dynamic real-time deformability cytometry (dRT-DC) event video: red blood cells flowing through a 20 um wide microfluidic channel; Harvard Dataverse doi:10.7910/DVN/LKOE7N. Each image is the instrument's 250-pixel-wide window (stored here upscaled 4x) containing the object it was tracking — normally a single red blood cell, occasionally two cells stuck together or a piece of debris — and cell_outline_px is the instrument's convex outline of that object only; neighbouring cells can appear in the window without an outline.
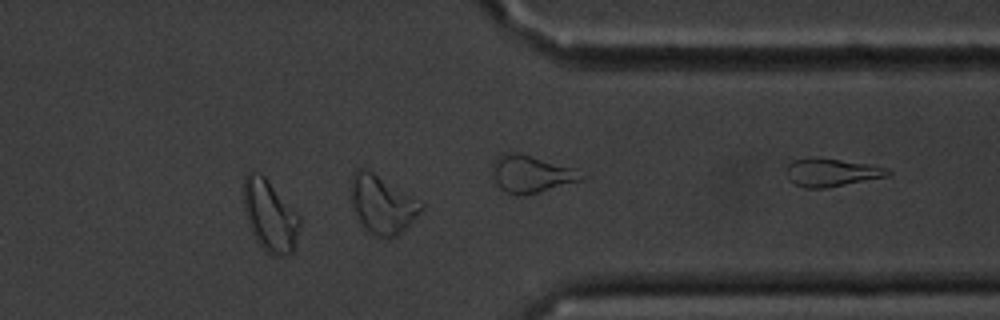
{"species": "common noctule bat (a hibernating species)", "species_latin": "Nyctalus noctula", "temperature_condition": "cold", "stored_images_in_passage": 16, "camera_frame_rate_fps": 3000, "um_per_image_px": 0.085, "animal": {"sex": "male", "body_mass_g": 20.1, "forearm_length_mm": 53.5}, "frame": {"image": 1, "passage_image": 12, "time_ms": 13.667, "image_size_px": [1000, 320], "cell_outline_px": [[424, 208], [396, 236], [376, 236], [364, 232], [352, 208], [348, 188], [352, 172], [356, 168], [364, 168], [372, 172], [412, 196], [424, 204]], "centroid_in_image_um": [32.38, 17.36], "position_along_channel_um": 379.0, "area_um2": 23.93}, "authors_computed_cell_mechanics": {"area_um2": 21.7328, "velocity_mm_per_s": 3.4321, "shape_relaxation_time_tau1_ms": null, "shape_relaxation_time_tau2_ms": 6.7299, "deformation_change_tau1": null, "deformation_change_tau2": 0.1666}}